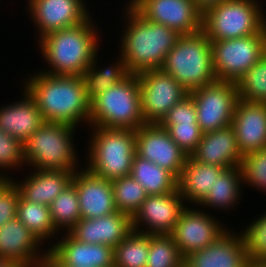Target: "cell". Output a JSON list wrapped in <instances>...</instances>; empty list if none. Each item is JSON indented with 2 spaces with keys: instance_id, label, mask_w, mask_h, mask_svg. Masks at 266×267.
<instances>
[{
  "instance_id": "obj_10",
  "label": "cell",
  "mask_w": 266,
  "mask_h": 267,
  "mask_svg": "<svg viewBox=\"0 0 266 267\" xmlns=\"http://www.w3.org/2000/svg\"><path fill=\"white\" fill-rule=\"evenodd\" d=\"M197 110V123L205 132L228 127L239 100L235 82L218 81L189 93Z\"/></svg>"
},
{
  "instance_id": "obj_30",
  "label": "cell",
  "mask_w": 266,
  "mask_h": 267,
  "mask_svg": "<svg viewBox=\"0 0 266 267\" xmlns=\"http://www.w3.org/2000/svg\"><path fill=\"white\" fill-rule=\"evenodd\" d=\"M16 217L41 241L54 236V224L51 219L49 206L29 202L21 195L19 197Z\"/></svg>"
},
{
  "instance_id": "obj_39",
  "label": "cell",
  "mask_w": 266,
  "mask_h": 267,
  "mask_svg": "<svg viewBox=\"0 0 266 267\" xmlns=\"http://www.w3.org/2000/svg\"><path fill=\"white\" fill-rule=\"evenodd\" d=\"M20 191L15 181L0 175V226L15 219Z\"/></svg>"
},
{
  "instance_id": "obj_36",
  "label": "cell",
  "mask_w": 266,
  "mask_h": 267,
  "mask_svg": "<svg viewBox=\"0 0 266 267\" xmlns=\"http://www.w3.org/2000/svg\"><path fill=\"white\" fill-rule=\"evenodd\" d=\"M240 168L243 182L266 191V148L243 155Z\"/></svg>"
},
{
  "instance_id": "obj_37",
  "label": "cell",
  "mask_w": 266,
  "mask_h": 267,
  "mask_svg": "<svg viewBox=\"0 0 266 267\" xmlns=\"http://www.w3.org/2000/svg\"><path fill=\"white\" fill-rule=\"evenodd\" d=\"M242 238L249 260L266 261V213L245 229Z\"/></svg>"
},
{
  "instance_id": "obj_2",
  "label": "cell",
  "mask_w": 266,
  "mask_h": 267,
  "mask_svg": "<svg viewBox=\"0 0 266 267\" xmlns=\"http://www.w3.org/2000/svg\"><path fill=\"white\" fill-rule=\"evenodd\" d=\"M127 10L129 25L122 37L120 54L128 72L138 74L161 69L166 54L175 46L180 35L165 25L146 20L130 4Z\"/></svg>"
},
{
  "instance_id": "obj_14",
  "label": "cell",
  "mask_w": 266,
  "mask_h": 267,
  "mask_svg": "<svg viewBox=\"0 0 266 267\" xmlns=\"http://www.w3.org/2000/svg\"><path fill=\"white\" fill-rule=\"evenodd\" d=\"M226 232L215 218L203 211L185 208L169 234L183 258L209 246Z\"/></svg>"
},
{
  "instance_id": "obj_8",
  "label": "cell",
  "mask_w": 266,
  "mask_h": 267,
  "mask_svg": "<svg viewBox=\"0 0 266 267\" xmlns=\"http://www.w3.org/2000/svg\"><path fill=\"white\" fill-rule=\"evenodd\" d=\"M254 0H224L202 13V31L210 41L243 38L260 33L266 18Z\"/></svg>"
},
{
  "instance_id": "obj_44",
  "label": "cell",
  "mask_w": 266,
  "mask_h": 267,
  "mask_svg": "<svg viewBox=\"0 0 266 267\" xmlns=\"http://www.w3.org/2000/svg\"><path fill=\"white\" fill-rule=\"evenodd\" d=\"M243 267H266V261L248 260Z\"/></svg>"
},
{
  "instance_id": "obj_15",
  "label": "cell",
  "mask_w": 266,
  "mask_h": 267,
  "mask_svg": "<svg viewBox=\"0 0 266 267\" xmlns=\"http://www.w3.org/2000/svg\"><path fill=\"white\" fill-rule=\"evenodd\" d=\"M182 199L178 188L163 195H148L132 217L133 230L138 231L143 222L149 229L141 233L170 234L186 207Z\"/></svg>"
},
{
  "instance_id": "obj_25",
  "label": "cell",
  "mask_w": 266,
  "mask_h": 267,
  "mask_svg": "<svg viewBox=\"0 0 266 267\" xmlns=\"http://www.w3.org/2000/svg\"><path fill=\"white\" fill-rule=\"evenodd\" d=\"M74 172L38 169L27 180L21 184L16 182V185L25 200L49 206L72 182Z\"/></svg>"
},
{
  "instance_id": "obj_7",
  "label": "cell",
  "mask_w": 266,
  "mask_h": 267,
  "mask_svg": "<svg viewBox=\"0 0 266 267\" xmlns=\"http://www.w3.org/2000/svg\"><path fill=\"white\" fill-rule=\"evenodd\" d=\"M75 126L44 121L23 144L24 161L40 170L77 171L73 150Z\"/></svg>"
},
{
  "instance_id": "obj_9",
  "label": "cell",
  "mask_w": 266,
  "mask_h": 267,
  "mask_svg": "<svg viewBox=\"0 0 266 267\" xmlns=\"http://www.w3.org/2000/svg\"><path fill=\"white\" fill-rule=\"evenodd\" d=\"M211 47L217 80L237 83L266 53V27L247 37L211 41Z\"/></svg>"
},
{
  "instance_id": "obj_1",
  "label": "cell",
  "mask_w": 266,
  "mask_h": 267,
  "mask_svg": "<svg viewBox=\"0 0 266 267\" xmlns=\"http://www.w3.org/2000/svg\"><path fill=\"white\" fill-rule=\"evenodd\" d=\"M26 82L24 90L35 101L44 121L75 127L83 120L89 122L90 101L81 76L40 72Z\"/></svg>"
},
{
  "instance_id": "obj_21",
  "label": "cell",
  "mask_w": 266,
  "mask_h": 267,
  "mask_svg": "<svg viewBox=\"0 0 266 267\" xmlns=\"http://www.w3.org/2000/svg\"><path fill=\"white\" fill-rule=\"evenodd\" d=\"M228 230L215 242L184 258V267H243L249 260L242 234Z\"/></svg>"
},
{
  "instance_id": "obj_34",
  "label": "cell",
  "mask_w": 266,
  "mask_h": 267,
  "mask_svg": "<svg viewBox=\"0 0 266 267\" xmlns=\"http://www.w3.org/2000/svg\"><path fill=\"white\" fill-rule=\"evenodd\" d=\"M146 267H184V258L169 234L149 235Z\"/></svg>"
},
{
  "instance_id": "obj_24",
  "label": "cell",
  "mask_w": 266,
  "mask_h": 267,
  "mask_svg": "<svg viewBox=\"0 0 266 267\" xmlns=\"http://www.w3.org/2000/svg\"><path fill=\"white\" fill-rule=\"evenodd\" d=\"M25 95L19 103L0 108V129L24 144L44 122L41 111L32 97Z\"/></svg>"
},
{
  "instance_id": "obj_22",
  "label": "cell",
  "mask_w": 266,
  "mask_h": 267,
  "mask_svg": "<svg viewBox=\"0 0 266 267\" xmlns=\"http://www.w3.org/2000/svg\"><path fill=\"white\" fill-rule=\"evenodd\" d=\"M191 156L201 163L216 165L225 169L240 166L243 160L235 131L231 125L205 132Z\"/></svg>"
},
{
  "instance_id": "obj_3",
  "label": "cell",
  "mask_w": 266,
  "mask_h": 267,
  "mask_svg": "<svg viewBox=\"0 0 266 267\" xmlns=\"http://www.w3.org/2000/svg\"><path fill=\"white\" fill-rule=\"evenodd\" d=\"M90 19L49 33L39 40L42 55L53 69L44 73L81 76L90 67L98 47L97 31Z\"/></svg>"
},
{
  "instance_id": "obj_45",
  "label": "cell",
  "mask_w": 266,
  "mask_h": 267,
  "mask_svg": "<svg viewBox=\"0 0 266 267\" xmlns=\"http://www.w3.org/2000/svg\"><path fill=\"white\" fill-rule=\"evenodd\" d=\"M20 267H53L46 259L42 262L31 264V265H22Z\"/></svg>"
},
{
  "instance_id": "obj_6",
  "label": "cell",
  "mask_w": 266,
  "mask_h": 267,
  "mask_svg": "<svg viewBox=\"0 0 266 267\" xmlns=\"http://www.w3.org/2000/svg\"><path fill=\"white\" fill-rule=\"evenodd\" d=\"M94 129L86 169L108 180L131 175L136 154L135 130L104 127Z\"/></svg>"
},
{
  "instance_id": "obj_23",
  "label": "cell",
  "mask_w": 266,
  "mask_h": 267,
  "mask_svg": "<svg viewBox=\"0 0 266 267\" xmlns=\"http://www.w3.org/2000/svg\"><path fill=\"white\" fill-rule=\"evenodd\" d=\"M40 242L17 217L0 226V257H9L21 266L36 264L47 258L49 250L41 257L37 254Z\"/></svg>"
},
{
  "instance_id": "obj_40",
  "label": "cell",
  "mask_w": 266,
  "mask_h": 267,
  "mask_svg": "<svg viewBox=\"0 0 266 267\" xmlns=\"http://www.w3.org/2000/svg\"><path fill=\"white\" fill-rule=\"evenodd\" d=\"M24 163L23 144L0 129V169L17 167Z\"/></svg>"
},
{
  "instance_id": "obj_17",
  "label": "cell",
  "mask_w": 266,
  "mask_h": 267,
  "mask_svg": "<svg viewBox=\"0 0 266 267\" xmlns=\"http://www.w3.org/2000/svg\"><path fill=\"white\" fill-rule=\"evenodd\" d=\"M67 234L48 251L46 260L52 266L114 267V248L80 242Z\"/></svg>"
},
{
  "instance_id": "obj_27",
  "label": "cell",
  "mask_w": 266,
  "mask_h": 267,
  "mask_svg": "<svg viewBox=\"0 0 266 267\" xmlns=\"http://www.w3.org/2000/svg\"><path fill=\"white\" fill-rule=\"evenodd\" d=\"M131 176L144 187L148 195H163L178 188V179L171 172L136 154Z\"/></svg>"
},
{
  "instance_id": "obj_11",
  "label": "cell",
  "mask_w": 266,
  "mask_h": 267,
  "mask_svg": "<svg viewBox=\"0 0 266 267\" xmlns=\"http://www.w3.org/2000/svg\"><path fill=\"white\" fill-rule=\"evenodd\" d=\"M141 111L145 124H159L169 110L189 92L161 69L138 73Z\"/></svg>"
},
{
  "instance_id": "obj_31",
  "label": "cell",
  "mask_w": 266,
  "mask_h": 267,
  "mask_svg": "<svg viewBox=\"0 0 266 267\" xmlns=\"http://www.w3.org/2000/svg\"><path fill=\"white\" fill-rule=\"evenodd\" d=\"M149 234L133 230L114 248V267H146Z\"/></svg>"
},
{
  "instance_id": "obj_32",
  "label": "cell",
  "mask_w": 266,
  "mask_h": 267,
  "mask_svg": "<svg viewBox=\"0 0 266 267\" xmlns=\"http://www.w3.org/2000/svg\"><path fill=\"white\" fill-rule=\"evenodd\" d=\"M111 182L116 210L133 217L148 196L144 187L131 175L113 179Z\"/></svg>"
},
{
  "instance_id": "obj_46",
  "label": "cell",
  "mask_w": 266,
  "mask_h": 267,
  "mask_svg": "<svg viewBox=\"0 0 266 267\" xmlns=\"http://www.w3.org/2000/svg\"><path fill=\"white\" fill-rule=\"evenodd\" d=\"M53 267H69V266H53Z\"/></svg>"
},
{
  "instance_id": "obj_41",
  "label": "cell",
  "mask_w": 266,
  "mask_h": 267,
  "mask_svg": "<svg viewBox=\"0 0 266 267\" xmlns=\"http://www.w3.org/2000/svg\"><path fill=\"white\" fill-rule=\"evenodd\" d=\"M197 123V110L193 98L187 95L179 103L175 104L163 120L160 126H171L173 124Z\"/></svg>"
},
{
  "instance_id": "obj_13",
  "label": "cell",
  "mask_w": 266,
  "mask_h": 267,
  "mask_svg": "<svg viewBox=\"0 0 266 267\" xmlns=\"http://www.w3.org/2000/svg\"><path fill=\"white\" fill-rule=\"evenodd\" d=\"M136 155L180 178L187 154L171 139L167 130L159 124H144L135 130Z\"/></svg>"
},
{
  "instance_id": "obj_4",
  "label": "cell",
  "mask_w": 266,
  "mask_h": 267,
  "mask_svg": "<svg viewBox=\"0 0 266 267\" xmlns=\"http://www.w3.org/2000/svg\"><path fill=\"white\" fill-rule=\"evenodd\" d=\"M161 70L175 78L189 93L215 82L211 41L202 30L180 35L166 54Z\"/></svg>"
},
{
  "instance_id": "obj_20",
  "label": "cell",
  "mask_w": 266,
  "mask_h": 267,
  "mask_svg": "<svg viewBox=\"0 0 266 267\" xmlns=\"http://www.w3.org/2000/svg\"><path fill=\"white\" fill-rule=\"evenodd\" d=\"M231 126L242 155L266 148V103L239 99Z\"/></svg>"
},
{
  "instance_id": "obj_33",
  "label": "cell",
  "mask_w": 266,
  "mask_h": 267,
  "mask_svg": "<svg viewBox=\"0 0 266 267\" xmlns=\"http://www.w3.org/2000/svg\"><path fill=\"white\" fill-rule=\"evenodd\" d=\"M79 205L75 184L71 182L49 205L54 227L69 231L81 219Z\"/></svg>"
},
{
  "instance_id": "obj_38",
  "label": "cell",
  "mask_w": 266,
  "mask_h": 267,
  "mask_svg": "<svg viewBox=\"0 0 266 267\" xmlns=\"http://www.w3.org/2000/svg\"><path fill=\"white\" fill-rule=\"evenodd\" d=\"M167 130L169 136L189 156L197 148L204 132L198 123L173 124L161 126Z\"/></svg>"
},
{
  "instance_id": "obj_19",
  "label": "cell",
  "mask_w": 266,
  "mask_h": 267,
  "mask_svg": "<svg viewBox=\"0 0 266 267\" xmlns=\"http://www.w3.org/2000/svg\"><path fill=\"white\" fill-rule=\"evenodd\" d=\"M75 184L82 219H95L117 212L111 180L101 178L87 169L74 172Z\"/></svg>"
},
{
  "instance_id": "obj_12",
  "label": "cell",
  "mask_w": 266,
  "mask_h": 267,
  "mask_svg": "<svg viewBox=\"0 0 266 267\" xmlns=\"http://www.w3.org/2000/svg\"><path fill=\"white\" fill-rule=\"evenodd\" d=\"M129 4L146 20L165 25L179 35L202 30V12L193 0H131Z\"/></svg>"
},
{
  "instance_id": "obj_26",
  "label": "cell",
  "mask_w": 266,
  "mask_h": 267,
  "mask_svg": "<svg viewBox=\"0 0 266 267\" xmlns=\"http://www.w3.org/2000/svg\"><path fill=\"white\" fill-rule=\"evenodd\" d=\"M225 168L201 163L191 155L187 156L185 165L178 179V189L183 200L198 204L212 187Z\"/></svg>"
},
{
  "instance_id": "obj_43",
  "label": "cell",
  "mask_w": 266,
  "mask_h": 267,
  "mask_svg": "<svg viewBox=\"0 0 266 267\" xmlns=\"http://www.w3.org/2000/svg\"><path fill=\"white\" fill-rule=\"evenodd\" d=\"M15 260L9 257H0V267H20Z\"/></svg>"
},
{
  "instance_id": "obj_42",
  "label": "cell",
  "mask_w": 266,
  "mask_h": 267,
  "mask_svg": "<svg viewBox=\"0 0 266 267\" xmlns=\"http://www.w3.org/2000/svg\"><path fill=\"white\" fill-rule=\"evenodd\" d=\"M196 7L203 13L208 8L221 3L224 0H193Z\"/></svg>"
},
{
  "instance_id": "obj_28",
  "label": "cell",
  "mask_w": 266,
  "mask_h": 267,
  "mask_svg": "<svg viewBox=\"0 0 266 267\" xmlns=\"http://www.w3.org/2000/svg\"><path fill=\"white\" fill-rule=\"evenodd\" d=\"M240 182H243L240 166L224 169L217 177L212 190L198 204L215 206V208H230L239 200V193L242 192Z\"/></svg>"
},
{
  "instance_id": "obj_35",
  "label": "cell",
  "mask_w": 266,
  "mask_h": 267,
  "mask_svg": "<svg viewBox=\"0 0 266 267\" xmlns=\"http://www.w3.org/2000/svg\"><path fill=\"white\" fill-rule=\"evenodd\" d=\"M239 99L266 103V53L237 81Z\"/></svg>"
},
{
  "instance_id": "obj_18",
  "label": "cell",
  "mask_w": 266,
  "mask_h": 267,
  "mask_svg": "<svg viewBox=\"0 0 266 267\" xmlns=\"http://www.w3.org/2000/svg\"><path fill=\"white\" fill-rule=\"evenodd\" d=\"M132 231V217L117 211L95 219L81 218L68 233L80 242L115 248Z\"/></svg>"
},
{
  "instance_id": "obj_5",
  "label": "cell",
  "mask_w": 266,
  "mask_h": 267,
  "mask_svg": "<svg viewBox=\"0 0 266 267\" xmlns=\"http://www.w3.org/2000/svg\"><path fill=\"white\" fill-rule=\"evenodd\" d=\"M89 124L92 127L137 130L145 124L141 111V95L137 74L125 79L90 102Z\"/></svg>"
},
{
  "instance_id": "obj_29",
  "label": "cell",
  "mask_w": 266,
  "mask_h": 267,
  "mask_svg": "<svg viewBox=\"0 0 266 267\" xmlns=\"http://www.w3.org/2000/svg\"><path fill=\"white\" fill-rule=\"evenodd\" d=\"M96 55L97 54L94 55L90 67L81 75L90 102L130 74L127 70L123 56H121L119 63H117L116 66L114 64L106 69L98 70L95 67L97 59Z\"/></svg>"
},
{
  "instance_id": "obj_16",
  "label": "cell",
  "mask_w": 266,
  "mask_h": 267,
  "mask_svg": "<svg viewBox=\"0 0 266 267\" xmlns=\"http://www.w3.org/2000/svg\"><path fill=\"white\" fill-rule=\"evenodd\" d=\"M31 18L40 38L49 33L82 24L90 17L83 0H28Z\"/></svg>"
}]
</instances>
